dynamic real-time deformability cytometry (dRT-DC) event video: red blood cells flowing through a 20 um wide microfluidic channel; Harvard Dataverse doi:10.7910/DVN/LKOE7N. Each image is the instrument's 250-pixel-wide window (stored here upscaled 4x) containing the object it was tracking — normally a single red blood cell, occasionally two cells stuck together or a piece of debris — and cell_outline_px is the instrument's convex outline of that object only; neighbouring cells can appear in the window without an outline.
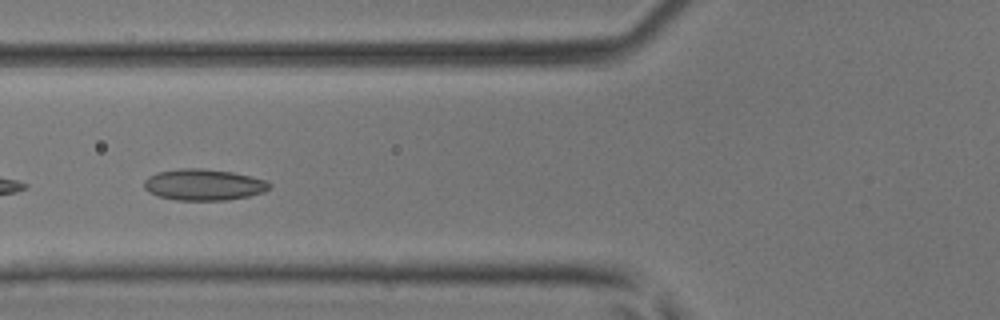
{"species": "common noctule bat (a hibernating species)", "species_latin": "Nyctalus noctula", "temperature_condition": "room temperature", "stored_images_in_passage": 25, "camera_frame_rate_fps": 3000, "um_per_image_px": 0.085, "animal": {"sex": "male", "body_mass_g": 17.9, "forearm_length_mm": 54.2}, "frame": {"image": 1, "passage_image": 7, "time_ms": 2.0, "image_size_px": [1000, 320], "cell_outline_px": [[272, 184], [264, 192], [248, 196], [228, 200], [176, 200], [160, 196], [148, 192], [144, 188], [144, 180], [148, 176], [156, 172], [180, 168], [200, 168], [232, 172], [264, 180]], "centroid_in_image_um": [17.27, 15.7], "position_along_channel_um": 108.5, "area_um2": 22.77}}
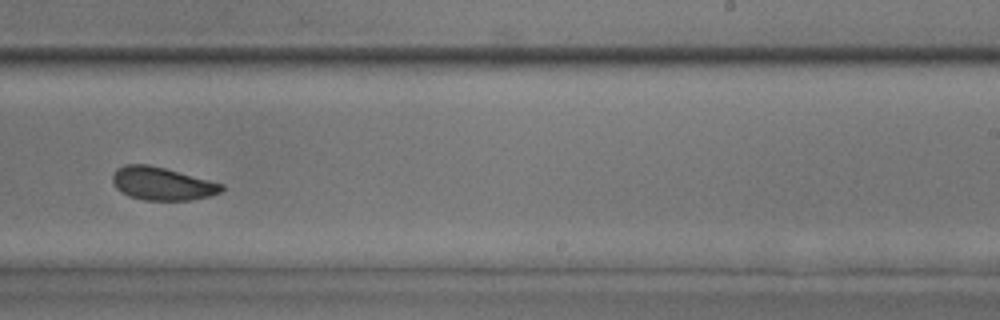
{"frame": {"image": 2, "passage_image": 19, "time_ms": 6.0, "image_size_px": [1000, 320], "cell_outline_px": [[224, 188], [220, 192], [208, 196], [188, 200], [144, 200], [128, 196], [120, 192], [116, 188], [112, 180], [112, 176], [116, 168], [124, 164], [148, 164], [164, 168], [224, 184]], "centroid_in_image_um": [13.73, 15.6], "position_along_channel_um": 275.3, "area_um2": 20.92}}
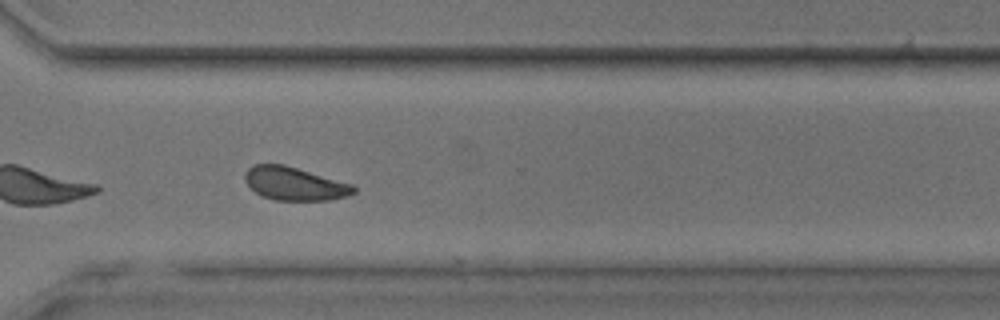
{"frame": {"image": 3, "passage_image": 24, "time_ms": 7.667, "image_size_px": [1000, 320], "cell_outline_px": [[356, 192], [348, 196], [328, 200], [276, 200], [260, 196], [244, 180], [244, 176], [248, 168], [252, 164], [284, 164], [352, 184], [356, 188]], "centroid_in_image_um": [25.03, 15.61], "position_along_channel_um": 345.6, "area_um2": 21.04}}